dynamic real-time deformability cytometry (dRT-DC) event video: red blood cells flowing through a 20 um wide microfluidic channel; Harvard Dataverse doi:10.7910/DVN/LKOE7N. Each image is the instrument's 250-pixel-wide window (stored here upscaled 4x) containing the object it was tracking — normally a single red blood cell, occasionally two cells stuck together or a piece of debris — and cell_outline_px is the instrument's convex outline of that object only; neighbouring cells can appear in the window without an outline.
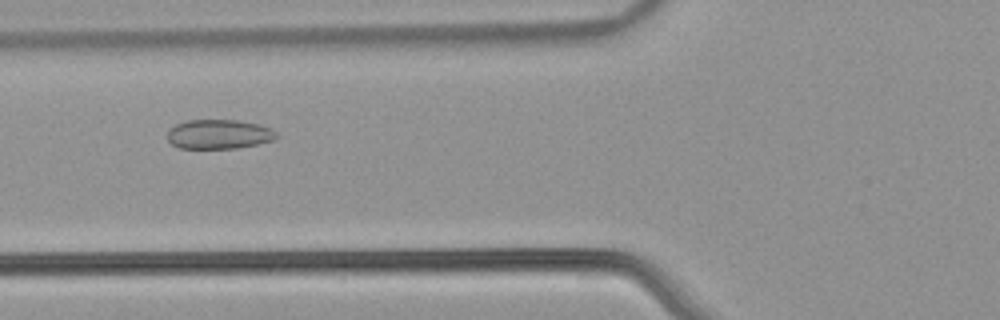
{"species": "common noctule bat (a hibernating species)", "species_latin": "Nyctalus noctula", "temperature_condition": "warm", "stored_images_in_passage": 48, "camera_frame_rate_fps": 3000, "um_per_image_px": 0.085, "animal": {"sex": "male", "body_mass_g": 21.5, "forearm_length_mm": 52.0}, "frame": {"image": 1, "passage_image": 15, "time_ms": 4.667, "image_size_px": [1000, 320], "cell_outline_px": [[280, 136], [276, 140], [236, 148], [180, 148], [172, 144], [168, 140], [168, 128], [176, 124], [188, 120], [236, 120], [260, 124], [272, 128]], "centroid_in_image_um": [18.64, 11.4], "position_along_channel_um": 107.2, "area_um2": 18.84}}
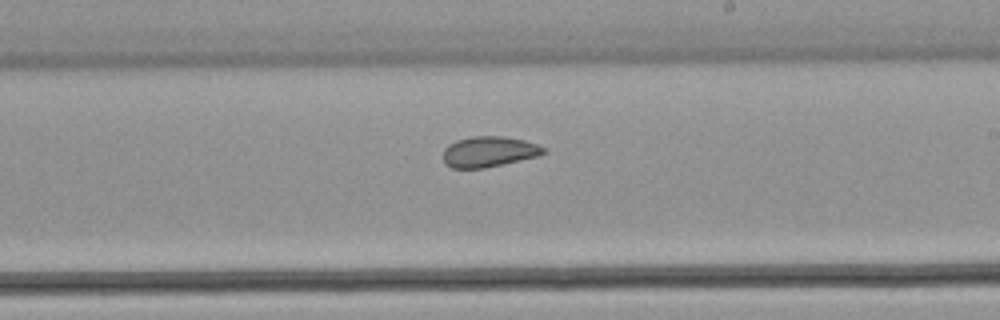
{"frame": {"image": 2, "passage_image": 26, "time_ms": 8.333, "image_size_px": [1000, 320], "cell_outline_px": [[548, 152], [540, 156], [484, 168], [452, 168], [444, 164], [444, 148], [448, 144], [456, 140], [472, 136], [504, 136], [524, 140], [536, 144], [544, 148]], "centroid_in_image_um": [41.56, 12.89], "position_along_channel_um": 247.4, "area_um2": 18.03}}
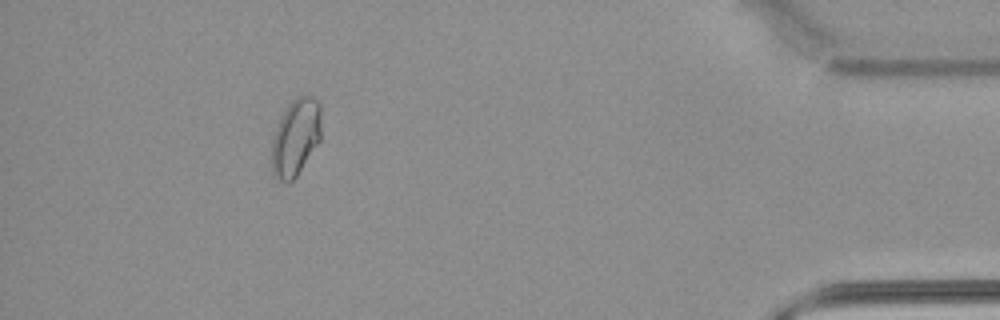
{"frame": {"image": 3, "passage_image": 43, "time_ms": 14.0, "image_size_px": [1000, 320], "cell_outline_px": [[320, 140], [296, 176], [288, 184], [284, 184], [276, 180], [272, 176], [272, 136], [280, 116], [288, 104], [292, 100], [300, 96], [312, 96], [320, 100]], "centroid_in_image_um": [25.1, 11.69], "position_along_channel_um": 410.1, "area_um2": 22.54}, "authors_computed_cell_mechanics": {"area_um2": 19.8254, "velocity_mm_per_s": 3.8263, "shape_relaxation_time_tau1_ms": null, "shape_relaxation_time_tau2_ms": 1.41, "deformation_change_tau1": null, "deformation_change_tau2": 0.0491}}